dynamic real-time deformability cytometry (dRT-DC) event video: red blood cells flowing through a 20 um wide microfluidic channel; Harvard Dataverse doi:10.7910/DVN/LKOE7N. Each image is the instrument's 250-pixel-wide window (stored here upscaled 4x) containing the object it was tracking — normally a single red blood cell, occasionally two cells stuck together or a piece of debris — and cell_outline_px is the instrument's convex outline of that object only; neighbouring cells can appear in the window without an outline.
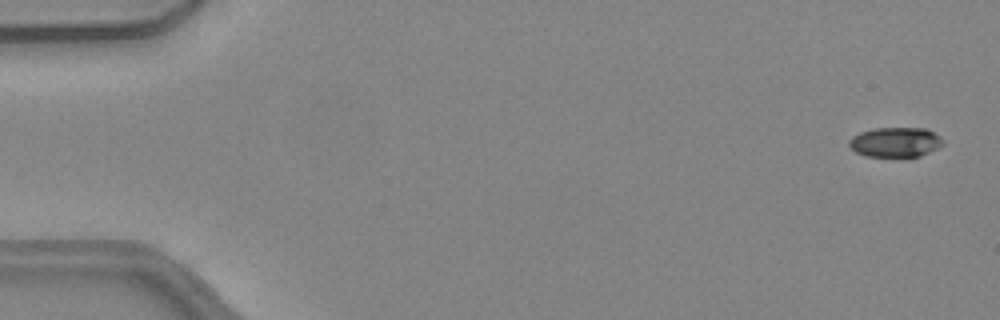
{"species": "common noctule bat (a hibernating species)", "species_latin": "Nyctalus noctula", "temperature_condition": "warm", "stored_images_in_passage": 18, "camera_frame_rate_fps": 3000, "um_per_image_px": 0.085, "animal": {"sex": "female", "body_mass_g": 24.6, "forearm_length_mm": 56.2}, "frame": {"image": 1, "passage_image": 1, "time_ms": 0.0, "image_size_px": [1000, 320], "cell_outline_px": [[944, 144], [920, 156], [864, 156], [856, 152], [848, 144], [848, 140], [852, 136], [860, 132], [872, 128], [928, 128], [940, 136], [944, 140]], "centroid_in_image_um": [76.1, 12.06], "position_along_channel_um": 8.9, "area_um2": 16.36}}
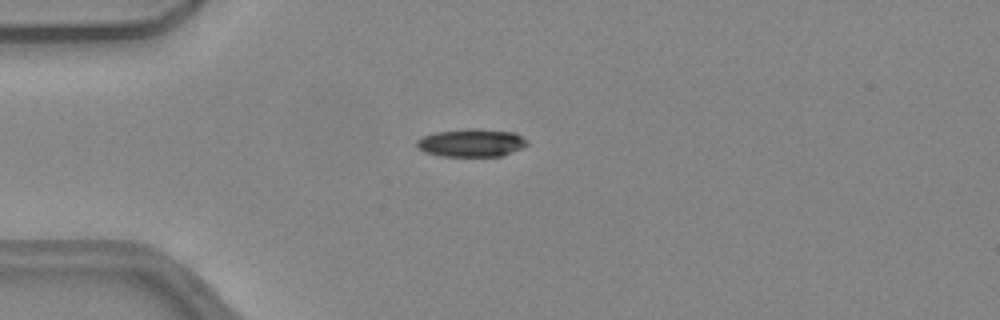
{"frame": {"image": 2, "passage_image": 13, "time_ms": 4.0, "image_size_px": [1000, 320], "cell_outline_px": [[528, 144], [512, 152], [500, 156], [440, 156], [424, 152], [416, 144], [416, 140], [424, 136], [436, 132], [468, 128], [472, 128], [516, 132], [528, 140]], "centroid_in_image_um": [40.08, 12.13], "position_along_channel_um": 44.9, "area_um2": 17.98}}